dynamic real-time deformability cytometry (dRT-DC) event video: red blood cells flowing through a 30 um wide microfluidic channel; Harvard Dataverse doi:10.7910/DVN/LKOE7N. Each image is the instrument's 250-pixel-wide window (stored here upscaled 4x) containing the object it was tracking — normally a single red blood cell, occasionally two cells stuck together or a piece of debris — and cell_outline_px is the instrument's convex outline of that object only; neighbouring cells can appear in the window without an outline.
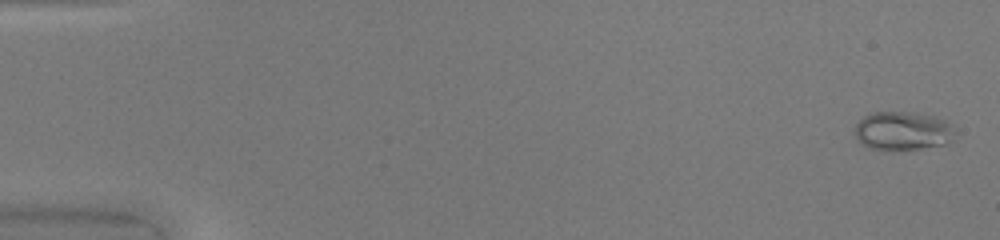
{"species": "common noctule bat (a hibernating species)", "species_latin": "Nyctalus noctula", "temperature_condition": "warm", "stored_images_in_passage": 51, "camera_frame_rate_fps": 3000, "um_per_image_px": 0.085, "animal": {"sex": "female", "body_mass_g": 20.0, "forearm_length_mm": 54.0}, "frame": {"image": 1, "passage_image": 2, "time_ms": 0.333, "image_size_px": [1000, 240], "cell_outline_px": [[956, 132], [952, 140], [948, 144], [892, 152], [868, 148], [856, 140], [856, 124], [864, 116], [872, 112], [912, 112], [932, 116], [944, 120], [956, 128]], "centroid_in_image_um": [76.74, 11.16], "position_along_channel_um": 8.3, "area_um2": 23.06}}
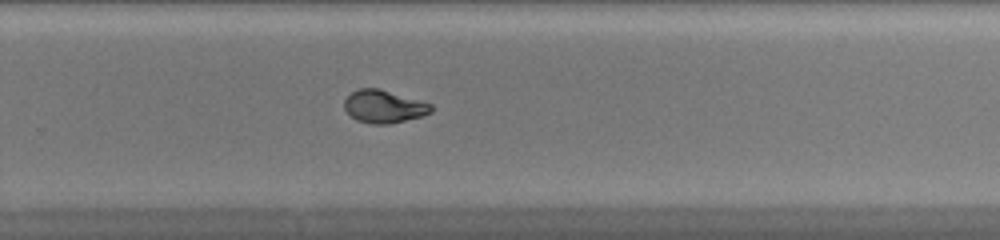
{"frame": {"image": 2, "passage_image": 34, "time_ms": 11.0, "image_size_px": [1000, 240], "cell_outline_px": [[432, 112], [420, 116], [388, 124], [372, 124], [356, 120], [344, 108], [344, 100], [352, 92], [360, 88], [380, 88], [432, 104]], "centroid_in_image_um": [32.62, 9.04], "position_along_channel_um": 297.2, "area_um2": 16.42}}
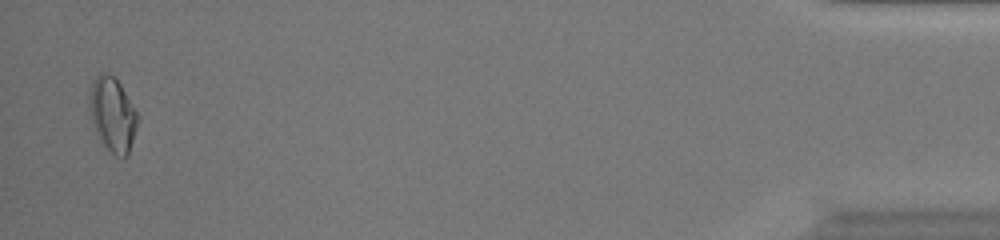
{"frame": {"image": 3, "passage_image": 49, "time_ms": 16.0, "image_size_px": [1000, 240], "cell_outline_px": [[140, 116], [128, 152], [124, 156], [116, 156], [100, 140], [96, 132], [88, 108], [88, 92], [92, 80], [100, 72], [104, 72], [112, 76], [120, 84]], "centroid_in_image_um": [9.54, 9.67], "position_along_channel_um": 425.7, "area_um2": 20.75}}